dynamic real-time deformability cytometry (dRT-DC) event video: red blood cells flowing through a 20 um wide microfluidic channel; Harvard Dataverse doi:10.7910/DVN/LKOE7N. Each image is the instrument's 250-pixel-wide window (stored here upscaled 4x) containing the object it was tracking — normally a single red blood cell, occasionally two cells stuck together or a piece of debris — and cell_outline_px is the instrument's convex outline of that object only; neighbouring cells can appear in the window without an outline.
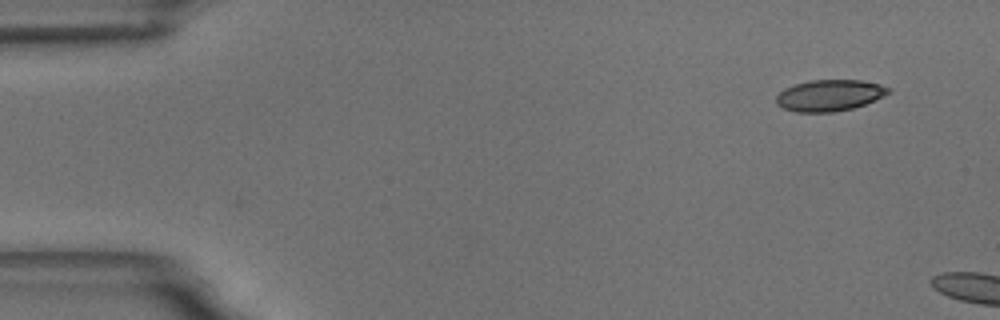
{"species": "common noctule bat (a hibernating species)", "species_latin": "Nyctalus noctula", "temperature_condition": "room temperature", "stored_images_in_passage": 2, "camera_frame_rate_fps": 3000, "um_per_image_px": 0.085, "animal": {"sex": "male", "body_mass_g": 18.8}, "frame": {"image": 1, "passage_image": 1, "time_ms": 0.0, "image_size_px": [1000, 320], "cell_outline_px": [[892, 92], [884, 96], [864, 104], [852, 108], [832, 112], [796, 112], [784, 108], [776, 104], [776, 96], [784, 88], [796, 84], [812, 80], [860, 80], [880, 84], [892, 88]], "centroid_in_image_um": [70.53, 8.1], "position_along_channel_um": 14.5, "area_um2": 20.46}}